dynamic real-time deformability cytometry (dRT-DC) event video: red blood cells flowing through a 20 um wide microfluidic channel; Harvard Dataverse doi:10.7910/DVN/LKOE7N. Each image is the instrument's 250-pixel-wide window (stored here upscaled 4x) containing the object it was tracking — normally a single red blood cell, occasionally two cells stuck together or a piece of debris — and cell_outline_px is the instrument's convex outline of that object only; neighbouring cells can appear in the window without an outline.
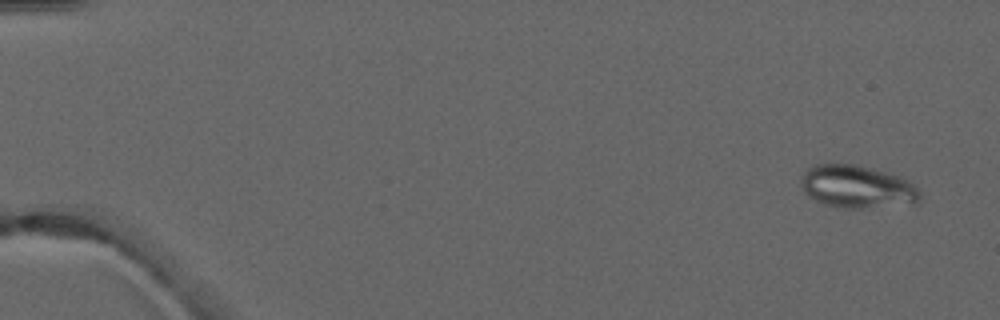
{"species": "common noctule bat (a hibernating species)", "species_latin": "Nyctalus noctula", "temperature_condition": "warm", "stored_images_in_passage": 4, "camera_frame_rate_fps": 3000, "um_per_image_px": 0.085, "animal": {"sex": "male", "forearm_length_mm": 52.5}, "frame": {"image": 1, "passage_image": 1, "time_ms": 0.0, "image_size_px": [1000, 320], "cell_outline_px": [[920, 204], [864, 208], [840, 208], [824, 204], [808, 196], [804, 192], [800, 184], [800, 176], [812, 164], [856, 164], [872, 168], [900, 176], [908, 180], [920, 192]], "centroid_in_image_um": [72.85, 15.88], "position_along_channel_um": 12.1, "area_um2": 30.11}}